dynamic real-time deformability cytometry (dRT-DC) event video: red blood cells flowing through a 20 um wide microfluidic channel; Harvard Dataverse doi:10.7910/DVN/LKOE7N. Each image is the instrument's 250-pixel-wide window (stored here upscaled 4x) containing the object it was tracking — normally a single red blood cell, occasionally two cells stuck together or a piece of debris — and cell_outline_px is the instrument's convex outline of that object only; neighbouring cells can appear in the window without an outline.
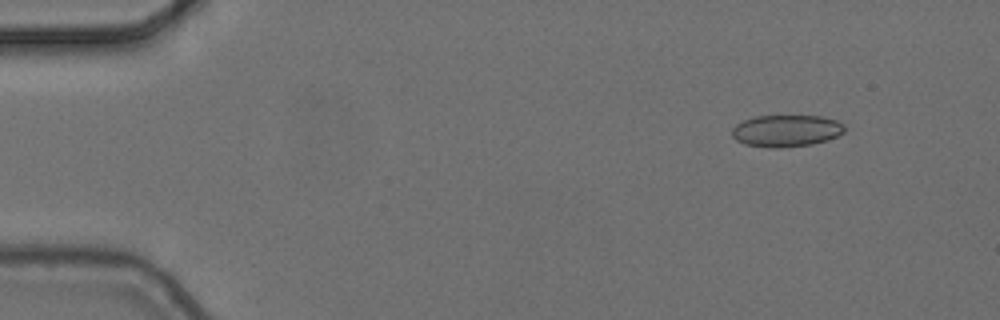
{"species": "common noctule bat (a hibernating species)", "species_latin": "Nyctalus noctula", "temperature_condition": "cold", "stored_images_in_passage": 4, "camera_frame_rate_fps": 3000, "um_per_image_px": 0.085, "animal": {"sex": "female", "body_mass_g": 24.6, "forearm_length_mm": 56.2}, "frame": {"image": 1, "passage_image": 1, "time_ms": 0.0, "image_size_px": [1000, 320], "cell_outline_px": [[844, 132], [828, 140], [812, 144], [780, 148], [768, 148], [744, 144], [736, 140], [732, 136], [732, 128], [736, 124], [744, 120], [756, 116], [820, 116], [836, 120], [844, 124]], "centroid_in_image_um": [66.82, 11.12], "position_along_channel_um": 18.2, "area_um2": 20.98}}
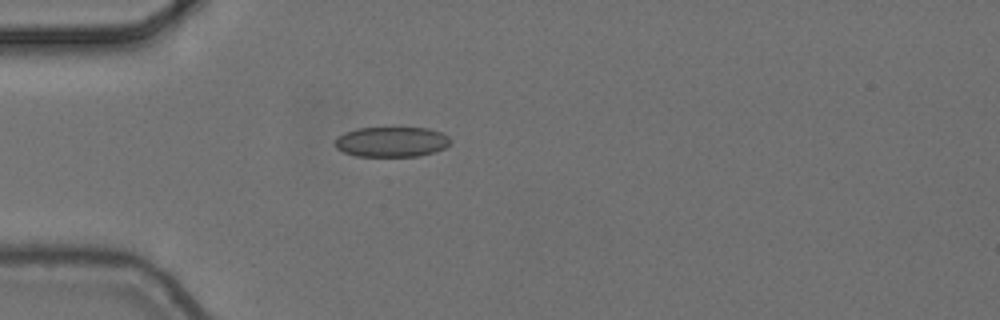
{"frame": {"image": 2, "passage_image": 4, "time_ms": 1.0, "image_size_px": [1000, 320], "cell_outline_px": [[452, 140], [444, 148], [436, 152], [416, 156], [356, 156], [344, 152], [336, 148], [332, 144], [336, 136], [344, 132], [356, 128], [428, 128], [440, 132], [448, 136]], "centroid_in_image_um": [33.23, 12.05], "position_along_channel_um": 51.8, "area_um2": 20.46}}